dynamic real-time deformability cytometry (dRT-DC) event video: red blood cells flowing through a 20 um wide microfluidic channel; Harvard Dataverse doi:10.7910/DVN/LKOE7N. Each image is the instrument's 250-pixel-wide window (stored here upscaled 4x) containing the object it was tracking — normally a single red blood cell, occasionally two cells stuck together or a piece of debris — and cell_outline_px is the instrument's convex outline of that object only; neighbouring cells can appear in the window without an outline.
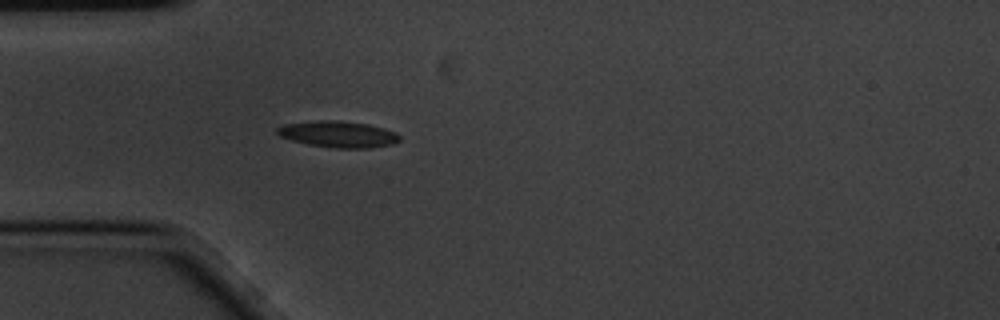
{"species": "common noctule bat (a hibernating species)", "species_latin": "Nyctalus noctula", "temperature_condition": "cold", "stored_images_in_passage": 3, "camera_frame_rate_fps": 3000, "um_per_image_px": 0.085, "animal": {"sex": "male", "body_mass_g": 20.1, "forearm_length_mm": 53.5}, "frame": {"image": 1, "passage_image": 3, "time_ms": 0.667, "image_size_px": [1000, 320], "cell_outline_px": [[400, 140], [392, 144], [372, 148], [336, 148], [308, 144], [292, 140], [280, 136], [276, 132], [276, 128], [284, 124], [316, 120], [340, 120], [368, 124], [384, 128], [396, 132], [400, 136]], "centroid_in_image_um": [28.76, 11.4], "position_along_channel_um": 56.2, "area_um2": 18.9}}